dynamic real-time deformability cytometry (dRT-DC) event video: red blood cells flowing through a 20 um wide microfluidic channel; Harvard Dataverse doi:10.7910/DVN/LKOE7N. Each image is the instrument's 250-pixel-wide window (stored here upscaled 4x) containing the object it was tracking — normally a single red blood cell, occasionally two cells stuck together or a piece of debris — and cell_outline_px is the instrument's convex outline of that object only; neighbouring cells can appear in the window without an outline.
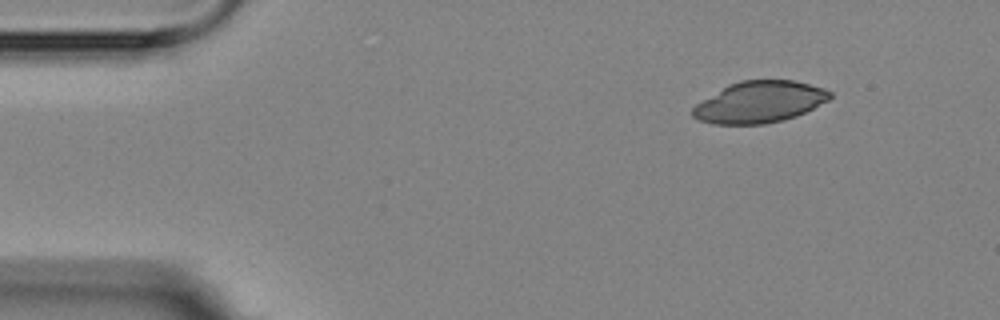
{"species": "Egyptian fruit bat (a non-hibernating species)", "species_latin": "Rousettus aegyptiacus", "temperature_condition": "room temperature", "stored_images_in_passage": 4, "camera_frame_rate_fps": 3000, "um_per_image_px": 0.085, "animal": {"sex": "female"}, "frame": {"image": 1, "passage_image": 1, "time_ms": 0.0, "image_size_px": [1000, 320], "cell_outline_px": [[832, 96], [828, 100], [796, 116], [784, 120], [764, 124], [712, 124], [700, 120], [692, 116], [692, 108], [696, 104], [728, 84], [740, 80], [792, 80], [824, 88], [832, 92]], "centroid_in_image_um": [64.55, 8.67], "position_along_channel_um": 20.5, "area_um2": 33.06}}